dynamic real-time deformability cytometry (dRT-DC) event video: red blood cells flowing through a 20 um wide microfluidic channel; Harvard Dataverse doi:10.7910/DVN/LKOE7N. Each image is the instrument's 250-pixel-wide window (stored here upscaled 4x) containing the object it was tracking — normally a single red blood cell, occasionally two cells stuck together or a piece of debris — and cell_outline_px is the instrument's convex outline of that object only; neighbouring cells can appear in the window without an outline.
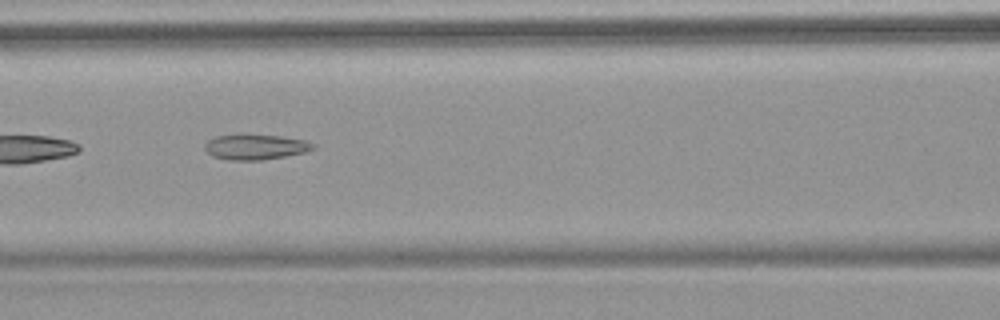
{"species": "common noctule bat (a hibernating species)", "species_latin": "Nyctalus noctula", "temperature_condition": "warm", "stored_images_in_passage": 7, "camera_frame_rate_fps": 3000, "um_per_image_px": 0.085, "animal": {"sex": "female", "body_mass_g": 18.4}, "frame": {"image": 1, "passage_image": 6, "time_ms": 6.0, "image_size_px": [1000, 320], "cell_outline_px": [[316, 148], [308, 152], [260, 160], [228, 160], [212, 156], [204, 148], [204, 144], [208, 140], [216, 136], [280, 136], [308, 140], [316, 144]], "centroid_in_image_um": [21.78, 12.51], "position_along_channel_um": 144.8, "area_um2": 15.72}}
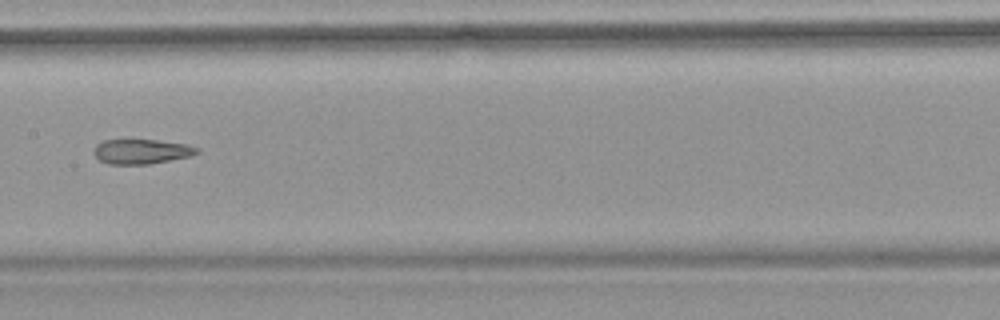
{"frame": {"image": 2, "passage_image": 7, "time_ms": 7.333, "image_size_px": [1000, 320], "cell_outline_px": [[200, 152], [192, 156], [148, 164], [108, 164], [100, 160], [92, 152], [96, 144], [104, 140], [156, 140], [188, 144], [200, 148]], "centroid_in_image_um": [12.05, 12.87], "position_along_channel_um": 195.3, "area_um2": 14.97}}